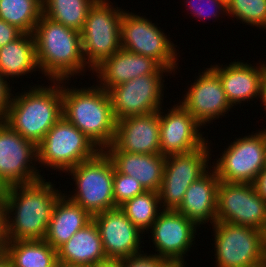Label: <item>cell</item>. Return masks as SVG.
<instances>
[{
  "instance_id": "7c38bea8",
  "label": "cell",
  "mask_w": 266,
  "mask_h": 267,
  "mask_svg": "<svg viewBox=\"0 0 266 267\" xmlns=\"http://www.w3.org/2000/svg\"><path fill=\"white\" fill-rule=\"evenodd\" d=\"M172 70L162 68L157 74H146L110 88L109 94L115 119L145 115L162 108L164 98V73ZM164 88V89H163Z\"/></svg>"
},
{
  "instance_id": "b9f144b4",
  "label": "cell",
  "mask_w": 266,
  "mask_h": 267,
  "mask_svg": "<svg viewBox=\"0 0 266 267\" xmlns=\"http://www.w3.org/2000/svg\"><path fill=\"white\" fill-rule=\"evenodd\" d=\"M261 104H263L264 106V111H266V76L264 78L263 84H262V88H261Z\"/></svg>"
},
{
  "instance_id": "2e32d148",
  "label": "cell",
  "mask_w": 266,
  "mask_h": 267,
  "mask_svg": "<svg viewBox=\"0 0 266 267\" xmlns=\"http://www.w3.org/2000/svg\"><path fill=\"white\" fill-rule=\"evenodd\" d=\"M167 110V113L163 108L159 110L160 151L163 156L188 153L208 141L200 131L201 125L179 102Z\"/></svg>"
},
{
  "instance_id": "7a4b0ae2",
  "label": "cell",
  "mask_w": 266,
  "mask_h": 267,
  "mask_svg": "<svg viewBox=\"0 0 266 267\" xmlns=\"http://www.w3.org/2000/svg\"><path fill=\"white\" fill-rule=\"evenodd\" d=\"M33 36L39 72L50 81L70 80L89 70L83 57L81 32L42 14Z\"/></svg>"
},
{
  "instance_id": "ffe728a7",
  "label": "cell",
  "mask_w": 266,
  "mask_h": 267,
  "mask_svg": "<svg viewBox=\"0 0 266 267\" xmlns=\"http://www.w3.org/2000/svg\"><path fill=\"white\" fill-rule=\"evenodd\" d=\"M255 65L236 62V60L229 65H210V68L220 77L226 97L232 106L250 102L253 98H260L266 76V63L259 61V64Z\"/></svg>"
},
{
  "instance_id": "d6a6232c",
  "label": "cell",
  "mask_w": 266,
  "mask_h": 267,
  "mask_svg": "<svg viewBox=\"0 0 266 267\" xmlns=\"http://www.w3.org/2000/svg\"><path fill=\"white\" fill-rule=\"evenodd\" d=\"M188 8L186 10H191L189 14H193L198 19L209 20L213 17L217 20L220 14L227 16V6L221 0H184ZM213 9V10H212Z\"/></svg>"
},
{
  "instance_id": "f1b7e54d",
  "label": "cell",
  "mask_w": 266,
  "mask_h": 267,
  "mask_svg": "<svg viewBox=\"0 0 266 267\" xmlns=\"http://www.w3.org/2000/svg\"><path fill=\"white\" fill-rule=\"evenodd\" d=\"M42 14V0H0V19L23 33L33 34Z\"/></svg>"
},
{
  "instance_id": "60d3db41",
  "label": "cell",
  "mask_w": 266,
  "mask_h": 267,
  "mask_svg": "<svg viewBox=\"0 0 266 267\" xmlns=\"http://www.w3.org/2000/svg\"><path fill=\"white\" fill-rule=\"evenodd\" d=\"M6 242L5 229H0V259L6 255Z\"/></svg>"
},
{
  "instance_id": "3957f363",
  "label": "cell",
  "mask_w": 266,
  "mask_h": 267,
  "mask_svg": "<svg viewBox=\"0 0 266 267\" xmlns=\"http://www.w3.org/2000/svg\"><path fill=\"white\" fill-rule=\"evenodd\" d=\"M66 84L69 80H62V115L104 150L113 143L117 125L108 92L97 84L81 89Z\"/></svg>"
},
{
  "instance_id": "74e56055",
  "label": "cell",
  "mask_w": 266,
  "mask_h": 267,
  "mask_svg": "<svg viewBox=\"0 0 266 267\" xmlns=\"http://www.w3.org/2000/svg\"><path fill=\"white\" fill-rule=\"evenodd\" d=\"M6 191H0V229H5Z\"/></svg>"
},
{
  "instance_id": "30bf717a",
  "label": "cell",
  "mask_w": 266,
  "mask_h": 267,
  "mask_svg": "<svg viewBox=\"0 0 266 267\" xmlns=\"http://www.w3.org/2000/svg\"><path fill=\"white\" fill-rule=\"evenodd\" d=\"M165 34L146 16L124 11L121 20V48L151 57L162 67L175 72L179 56L177 45Z\"/></svg>"
},
{
  "instance_id": "277c9868",
  "label": "cell",
  "mask_w": 266,
  "mask_h": 267,
  "mask_svg": "<svg viewBox=\"0 0 266 267\" xmlns=\"http://www.w3.org/2000/svg\"><path fill=\"white\" fill-rule=\"evenodd\" d=\"M51 86H28L22 93H12L4 122L23 138L38 145L62 116V81ZM18 94V95H17Z\"/></svg>"
},
{
  "instance_id": "1f68e13d",
  "label": "cell",
  "mask_w": 266,
  "mask_h": 267,
  "mask_svg": "<svg viewBox=\"0 0 266 267\" xmlns=\"http://www.w3.org/2000/svg\"><path fill=\"white\" fill-rule=\"evenodd\" d=\"M145 191L146 190L135 177L118 173L114 168L113 198L117 207Z\"/></svg>"
},
{
  "instance_id": "836d02e7",
  "label": "cell",
  "mask_w": 266,
  "mask_h": 267,
  "mask_svg": "<svg viewBox=\"0 0 266 267\" xmlns=\"http://www.w3.org/2000/svg\"><path fill=\"white\" fill-rule=\"evenodd\" d=\"M143 253L131 255L122 259L123 267H158L164 258L158 257L156 253Z\"/></svg>"
},
{
  "instance_id": "f35d334b",
  "label": "cell",
  "mask_w": 266,
  "mask_h": 267,
  "mask_svg": "<svg viewBox=\"0 0 266 267\" xmlns=\"http://www.w3.org/2000/svg\"><path fill=\"white\" fill-rule=\"evenodd\" d=\"M186 262L181 259H164L158 267H185Z\"/></svg>"
},
{
  "instance_id": "484cf974",
  "label": "cell",
  "mask_w": 266,
  "mask_h": 267,
  "mask_svg": "<svg viewBox=\"0 0 266 267\" xmlns=\"http://www.w3.org/2000/svg\"><path fill=\"white\" fill-rule=\"evenodd\" d=\"M35 38L33 34L23 33L19 38L0 48V75L6 80L27 76L39 71Z\"/></svg>"
},
{
  "instance_id": "4dcf8cb0",
  "label": "cell",
  "mask_w": 266,
  "mask_h": 267,
  "mask_svg": "<svg viewBox=\"0 0 266 267\" xmlns=\"http://www.w3.org/2000/svg\"><path fill=\"white\" fill-rule=\"evenodd\" d=\"M227 15L252 27L266 29V0H232L227 6Z\"/></svg>"
},
{
  "instance_id": "d6986e66",
  "label": "cell",
  "mask_w": 266,
  "mask_h": 267,
  "mask_svg": "<svg viewBox=\"0 0 266 267\" xmlns=\"http://www.w3.org/2000/svg\"><path fill=\"white\" fill-rule=\"evenodd\" d=\"M159 110L118 120L113 143L104 151L160 154Z\"/></svg>"
},
{
  "instance_id": "52a82bcc",
  "label": "cell",
  "mask_w": 266,
  "mask_h": 267,
  "mask_svg": "<svg viewBox=\"0 0 266 267\" xmlns=\"http://www.w3.org/2000/svg\"><path fill=\"white\" fill-rule=\"evenodd\" d=\"M99 151L91 139L62 115L37 145L38 164L65 173Z\"/></svg>"
},
{
  "instance_id": "8992f818",
  "label": "cell",
  "mask_w": 266,
  "mask_h": 267,
  "mask_svg": "<svg viewBox=\"0 0 266 267\" xmlns=\"http://www.w3.org/2000/svg\"><path fill=\"white\" fill-rule=\"evenodd\" d=\"M112 5L109 0H96L89 9L81 31L82 52L89 71L121 49L124 10Z\"/></svg>"
},
{
  "instance_id": "bcb514c9",
  "label": "cell",
  "mask_w": 266,
  "mask_h": 267,
  "mask_svg": "<svg viewBox=\"0 0 266 267\" xmlns=\"http://www.w3.org/2000/svg\"><path fill=\"white\" fill-rule=\"evenodd\" d=\"M8 187L0 180V191H7Z\"/></svg>"
},
{
  "instance_id": "83f0119b",
  "label": "cell",
  "mask_w": 266,
  "mask_h": 267,
  "mask_svg": "<svg viewBox=\"0 0 266 267\" xmlns=\"http://www.w3.org/2000/svg\"><path fill=\"white\" fill-rule=\"evenodd\" d=\"M95 2L96 0H42L43 15L81 32L89 9Z\"/></svg>"
},
{
  "instance_id": "4fadbf2b",
  "label": "cell",
  "mask_w": 266,
  "mask_h": 267,
  "mask_svg": "<svg viewBox=\"0 0 266 267\" xmlns=\"http://www.w3.org/2000/svg\"><path fill=\"white\" fill-rule=\"evenodd\" d=\"M216 222H230L263 231L266 225V202L254 184L220 181Z\"/></svg>"
},
{
  "instance_id": "9c48e42d",
  "label": "cell",
  "mask_w": 266,
  "mask_h": 267,
  "mask_svg": "<svg viewBox=\"0 0 266 267\" xmlns=\"http://www.w3.org/2000/svg\"><path fill=\"white\" fill-rule=\"evenodd\" d=\"M212 164L221 182L254 184L266 167V129L235 138Z\"/></svg>"
},
{
  "instance_id": "603a6c76",
  "label": "cell",
  "mask_w": 266,
  "mask_h": 267,
  "mask_svg": "<svg viewBox=\"0 0 266 267\" xmlns=\"http://www.w3.org/2000/svg\"><path fill=\"white\" fill-rule=\"evenodd\" d=\"M118 173L135 177L146 191L158 192L161 186L166 156L123 151H105Z\"/></svg>"
},
{
  "instance_id": "f6af8a7d",
  "label": "cell",
  "mask_w": 266,
  "mask_h": 267,
  "mask_svg": "<svg viewBox=\"0 0 266 267\" xmlns=\"http://www.w3.org/2000/svg\"><path fill=\"white\" fill-rule=\"evenodd\" d=\"M56 267H84V266L65 264V263L58 261Z\"/></svg>"
},
{
  "instance_id": "7bdbcfd3",
  "label": "cell",
  "mask_w": 266,
  "mask_h": 267,
  "mask_svg": "<svg viewBox=\"0 0 266 267\" xmlns=\"http://www.w3.org/2000/svg\"><path fill=\"white\" fill-rule=\"evenodd\" d=\"M0 267H13L10 259L6 255L0 259Z\"/></svg>"
},
{
  "instance_id": "d590c367",
  "label": "cell",
  "mask_w": 266,
  "mask_h": 267,
  "mask_svg": "<svg viewBox=\"0 0 266 267\" xmlns=\"http://www.w3.org/2000/svg\"><path fill=\"white\" fill-rule=\"evenodd\" d=\"M23 32L17 27L0 19V48L19 38Z\"/></svg>"
},
{
  "instance_id": "4316f807",
  "label": "cell",
  "mask_w": 266,
  "mask_h": 267,
  "mask_svg": "<svg viewBox=\"0 0 266 267\" xmlns=\"http://www.w3.org/2000/svg\"><path fill=\"white\" fill-rule=\"evenodd\" d=\"M6 256L13 267H56L57 250L45 240L6 242Z\"/></svg>"
},
{
  "instance_id": "d4e9b609",
  "label": "cell",
  "mask_w": 266,
  "mask_h": 267,
  "mask_svg": "<svg viewBox=\"0 0 266 267\" xmlns=\"http://www.w3.org/2000/svg\"><path fill=\"white\" fill-rule=\"evenodd\" d=\"M58 261L92 267L107 259L99 230L92 220L57 249Z\"/></svg>"
},
{
  "instance_id": "e0dca14e",
  "label": "cell",
  "mask_w": 266,
  "mask_h": 267,
  "mask_svg": "<svg viewBox=\"0 0 266 267\" xmlns=\"http://www.w3.org/2000/svg\"><path fill=\"white\" fill-rule=\"evenodd\" d=\"M92 220L99 230L107 259L122 260L143 252L141 243L144 242V233L127 218L120 207L96 214Z\"/></svg>"
},
{
  "instance_id": "8d00e7d4",
  "label": "cell",
  "mask_w": 266,
  "mask_h": 267,
  "mask_svg": "<svg viewBox=\"0 0 266 267\" xmlns=\"http://www.w3.org/2000/svg\"><path fill=\"white\" fill-rule=\"evenodd\" d=\"M254 186L258 194L266 202V167L257 176L256 181L254 182Z\"/></svg>"
},
{
  "instance_id": "ac0fdd59",
  "label": "cell",
  "mask_w": 266,
  "mask_h": 267,
  "mask_svg": "<svg viewBox=\"0 0 266 267\" xmlns=\"http://www.w3.org/2000/svg\"><path fill=\"white\" fill-rule=\"evenodd\" d=\"M197 226L176 210H162L149 232L157 256L164 259H181L192 247ZM196 233V234H195Z\"/></svg>"
},
{
  "instance_id": "44dd1931",
  "label": "cell",
  "mask_w": 266,
  "mask_h": 267,
  "mask_svg": "<svg viewBox=\"0 0 266 267\" xmlns=\"http://www.w3.org/2000/svg\"><path fill=\"white\" fill-rule=\"evenodd\" d=\"M163 67L153 58L121 48L105 59L92 73L99 81L97 85L108 91L121 83L146 74H157ZM100 82V83H99Z\"/></svg>"
},
{
  "instance_id": "9a60e30c",
  "label": "cell",
  "mask_w": 266,
  "mask_h": 267,
  "mask_svg": "<svg viewBox=\"0 0 266 267\" xmlns=\"http://www.w3.org/2000/svg\"><path fill=\"white\" fill-rule=\"evenodd\" d=\"M202 73V74H201ZM188 86L180 104L205 128L222 118L233 107L224 92L220 77L209 67Z\"/></svg>"
},
{
  "instance_id": "ab89813d",
  "label": "cell",
  "mask_w": 266,
  "mask_h": 267,
  "mask_svg": "<svg viewBox=\"0 0 266 267\" xmlns=\"http://www.w3.org/2000/svg\"><path fill=\"white\" fill-rule=\"evenodd\" d=\"M92 267H123V262L121 259H106Z\"/></svg>"
},
{
  "instance_id": "cb8c5ba5",
  "label": "cell",
  "mask_w": 266,
  "mask_h": 267,
  "mask_svg": "<svg viewBox=\"0 0 266 267\" xmlns=\"http://www.w3.org/2000/svg\"><path fill=\"white\" fill-rule=\"evenodd\" d=\"M67 195L64 191L55 203L44 238L56 250L93 218L80 205L71 201Z\"/></svg>"
},
{
  "instance_id": "f546056e",
  "label": "cell",
  "mask_w": 266,
  "mask_h": 267,
  "mask_svg": "<svg viewBox=\"0 0 266 267\" xmlns=\"http://www.w3.org/2000/svg\"><path fill=\"white\" fill-rule=\"evenodd\" d=\"M119 207L127 218L144 233L149 231L162 211L159 194L155 191H145Z\"/></svg>"
},
{
  "instance_id": "e575fe53",
  "label": "cell",
  "mask_w": 266,
  "mask_h": 267,
  "mask_svg": "<svg viewBox=\"0 0 266 267\" xmlns=\"http://www.w3.org/2000/svg\"><path fill=\"white\" fill-rule=\"evenodd\" d=\"M12 86L0 75V121H4L12 97Z\"/></svg>"
},
{
  "instance_id": "5b68a950",
  "label": "cell",
  "mask_w": 266,
  "mask_h": 267,
  "mask_svg": "<svg viewBox=\"0 0 266 267\" xmlns=\"http://www.w3.org/2000/svg\"><path fill=\"white\" fill-rule=\"evenodd\" d=\"M66 173L72 176L76 186L74 194L67 197L92 217L117 207L113 198L114 165L104 150Z\"/></svg>"
},
{
  "instance_id": "7dc6e473",
  "label": "cell",
  "mask_w": 266,
  "mask_h": 267,
  "mask_svg": "<svg viewBox=\"0 0 266 267\" xmlns=\"http://www.w3.org/2000/svg\"><path fill=\"white\" fill-rule=\"evenodd\" d=\"M226 6L229 5V3L232 1V0H221Z\"/></svg>"
},
{
  "instance_id": "5bb4252c",
  "label": "cell",
  "mask_w": 266,
  "mask_h": 267,
  "mask_svg": "<svg viewBox=\"0 0 266 267\" xmlns=\"http://www.w3.org/2000/svg\"><path fill=\"white\" fill-rule=\"evenodd\" d=\"M35 162L37 145L0 121V180L9 187L42 179Z\"/></svg>"
},
{
  "instance_id": "ee69618b",
  "label": "cell",
  "mask_w": 266,
  "mask_h": 267,
  "mask_svg": "<svg viewBox=\"0 0 266 267\" xmlns=\"http://www.w3.org/2000/svg\"><path fill=\"white\" fill-rule=\"evenodd\" d=\"M263 253H264V257L266 259V225H265V228L263 230Z\"/></svg>"
},
{
  "instance_id": "7402d4cb",
  "label": "cell",
  "mask_w": 266,
  "mask_h": 267,
  "mask_svg": "<svg viewBox=\"0 0 266 267\" xmlns=\"http://www.w3.org/2000/svg\"><path fill=\"white\" fill-rule=\"evenodd\" d=\"M219 183L217 172L213 167H210V170L188 187L182 203L176 211L192 221L197 227L208 224L209 221L212 226L216 222Z\"/></svg>"
},
{
  "instance_id": "6da1fadb",
  "label": "cell",
  "mask_w": 266,
  "mask_h": 267,
  "mask_svg": "<svg viewBox=\"0 0 266 267\" xmlns=\"http://www.w3.org/2000/svg\"><path fill=\"white\" fill-rule=\"evenodd\" d=\"M44 177L6 191L7 241L44 240L55 203L63 194Z\"/></svg>"
},
{
  "instance_id": "ba28073f",
  "label": "cell",
  "mask_w": 266,
  "mask_h": 267,
  "mask_svg": "<svg viewBox=\"0 0 266 267\" xmlns=\"http://www.w3.org/2000/svg\"><path fill=\"white\" fill-rule=\"evenodd\" d=\"M215 267H263V231L230 222H215Z\"/></svg>"
},
{
  "instance_id": "8fae6325",
  "label": "cell",
  "mask_w": 266,
  "mask_h": 267,
  "mask_svg": "<svg viewBox=\"0 0 266 267\" xmlns=\"http://www.w3.org/2000/svg\"><path fill=\"white\" fill-rule=\"evenodd\" d=\"M208 142L194 151L166 156L158 191L162 210H176L188 187L212 167L208 162L212 155Z\"/></svg>"
}]
</instances>
